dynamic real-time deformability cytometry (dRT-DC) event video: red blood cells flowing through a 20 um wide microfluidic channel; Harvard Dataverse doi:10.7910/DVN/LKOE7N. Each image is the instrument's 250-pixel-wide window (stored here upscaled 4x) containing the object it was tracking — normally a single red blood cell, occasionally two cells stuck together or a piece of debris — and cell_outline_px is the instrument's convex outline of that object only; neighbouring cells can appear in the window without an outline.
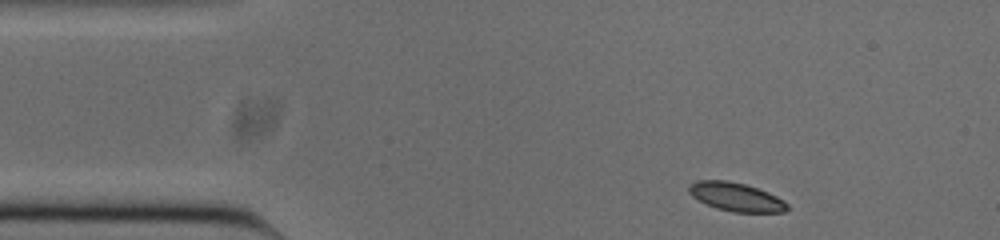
{"species": "common noctule bat (a hibernating species)", "species_latin": "Nyctalus noctula", "temperature_condition": "cold", "stored_images_in_passage": 47, "camera_frame_rate_fps": 3000, "um_per_image_px": 0.085, "animal": {"sex": "male", "body_mass_g": 20.0, "forearm_length_mm": 53.3}, "frame": {"image": 1, "passage_image": 1, "time_ms": 0.0, "image_size_px": [1000, 240], "cell_outline_px": [[788, 208], [784, 212], [732, 212], [716, 208], [692, 196], [688, 192], [688, 184], [696, 180], [728, 180], [744, 184], [768, 192], [784, 200], [788, 204]], "centroid_in_image_um": [62.55, 16.73], "position_along_channel_um": 22.5, "area_um2": 16.36}}
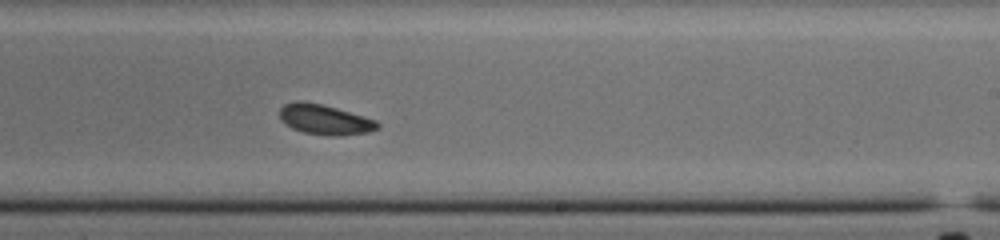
{"frame": {"image": 2, "passage_image": 25, "time_ms": 8.0, "image_size_px": [1000, 240], "cell_outline_px": [[380, 128], [368, 132], [340, 136], [328, 136], [304, 132], [292, 128], [280, 120], [280, 108], [284, 104], [296, 100], [300, 100], [320, 104], [336, 108], [364, 116], [376, 120], [380, 124]], "centroid_in_image_um": [27.61, 10.17], "position_along_channel_um": 261.4, "area_um2": 17.22}}
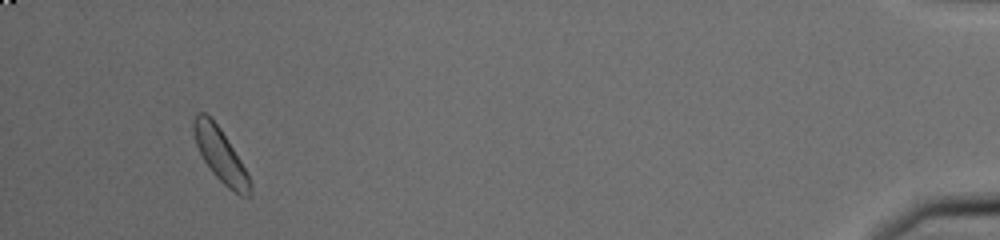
{"frame": {"image": 3, "passage_image": 44, "time_ms": 14.333, "image_size_px": [1000, 240], "cell_outline_px": [[252, 196], [240, 196], [228, 188], [212, 172], [204, 160], [196, 144], [192, 132], [192, 120], [196, 112], [204, 112], [220, 128], [240, 160], [248, 176], [252, 188]], "centroid_in_image_um": [18.71, 13.18], "position_along_channel_um": 416.5, "area_um2": 17.34}, "authors_computed_cell_mechanics": {"area_um2": 17.051, "velocity_mm_per_s": 3.7614, "shape_relaxation_time_tau1_ms": 3.6525, "shape_relaxation_time_tau2_ms": null, "deformation_change_tau1": 0.1024, "deformation_change_tau2": null}}